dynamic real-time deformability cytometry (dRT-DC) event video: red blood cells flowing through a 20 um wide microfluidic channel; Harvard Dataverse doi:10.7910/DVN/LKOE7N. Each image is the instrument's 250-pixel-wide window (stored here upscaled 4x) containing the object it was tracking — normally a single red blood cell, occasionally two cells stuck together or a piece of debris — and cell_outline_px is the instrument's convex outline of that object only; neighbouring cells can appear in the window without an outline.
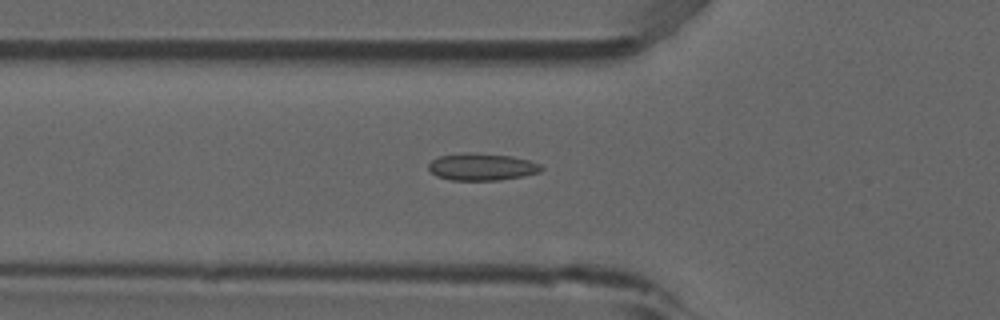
{"species": "common noctule bat (a hibernating species)", "species_latin": "Nyctalus noctula", "temperature_condition": "room temperature", "stored_images_in_passage": 40, "segment_of_instrument_passage": [1, 2], "camera_frame_rate_fps": 3000, "um_per_image_px": 0.085, "animal": {"sex": "male", "forearm_length_mm": 52.5}, "frame": {"image": 1, "passage_image": 4, "time_ms": 1.0, "image_size_px": [1000, 320], "cell_outline_px": [[544, 168], [540, 172], [524, 176], [500, 180], [452, 180], [436, 176], [428, 168], [428, 164], [432, 160], [440, 156], [512, 156], [528, 160], [540, 164]], "centroid_in_image_um": [41.02, 14.25], "position_along_channel_um": 84.8, "area_um2": 16.76}}
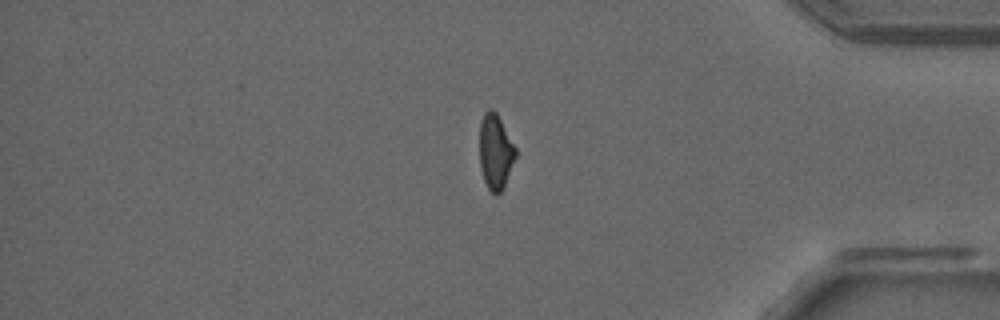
{"frame": {"image": 2, "passage_image": 30, "time_ms": 9.667, "image_size_px": [1000, 320], "cell_outline_px": [[516, 156], [504, 184], [500, 192], [496, 196], [488, 188], [484, 180], [480, 168], [480, 124], [484, 112], [488, 108], [492, 108], [496, 112], [516, 148]], "centroid_in_image_um": [42.1, 12.87], "position_along_channel_um": 393.1, "area_um2": 15.55}}
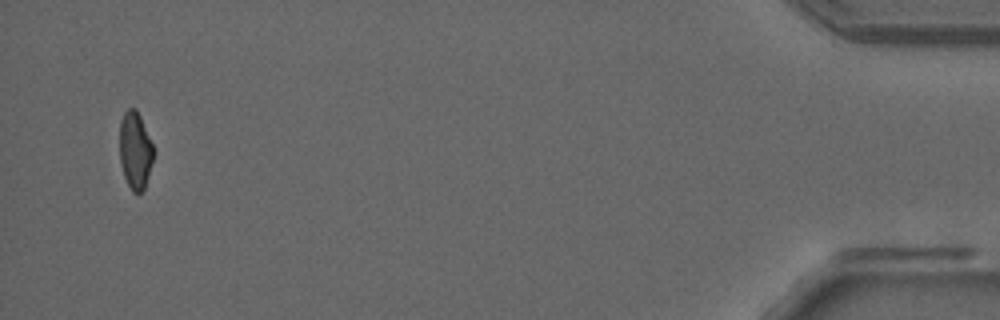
{"frame": {"image": 3, "passage_image": 37, "time_ms": 12.0, "image_size_px": [1000, 320], "cell_outline_px": [[156, 152], [144, 188], [140, 192], [132, 192], [124, 176], [120, 164], [120, 120], [124, 112], [128, 108], [136, 108], [140, 116]], "centroid_in_image_um": [11.5, 12.77], "position_along_channel_um": 423.7, "area_um2": 15.37}}